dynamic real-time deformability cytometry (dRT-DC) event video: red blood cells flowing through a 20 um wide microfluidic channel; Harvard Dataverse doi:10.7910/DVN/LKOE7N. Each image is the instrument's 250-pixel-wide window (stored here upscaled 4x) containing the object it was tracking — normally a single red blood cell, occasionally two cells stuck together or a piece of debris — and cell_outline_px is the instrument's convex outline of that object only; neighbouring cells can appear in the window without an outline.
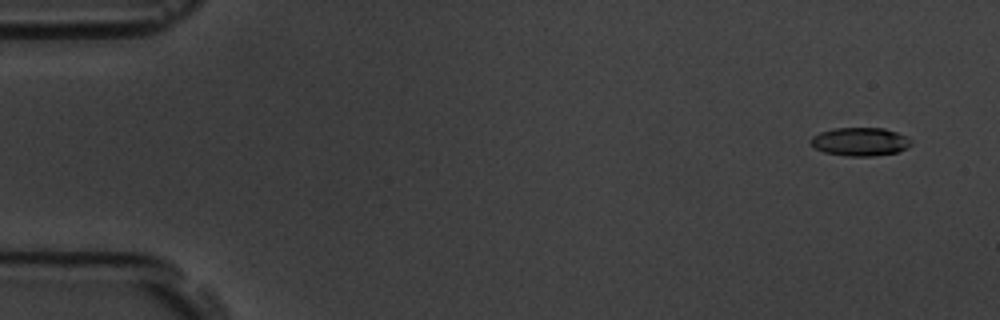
{"species": "common noctule bat (a hibernating species)", "species_latin": "Nyctalus noctula", "temperature_condition": "room temperature", "stored_images_in_passage": 8, "camera_frame_rate_fps": 3000, "um_per_image_px": 0.085, "animal": {"sex": "male", "body_mass_g": 19.5, "forearm_length_mm": 54.6}, "frame": {"image": 1, "passage_image": 2, "time_ms": 1.0, "image_size_px": [1000, 320], "cell_outline_px": [[912, 144], [896, 152], [872, 156], [848, 156], [824, 152], [816, 148], [808, 140], [812, 136], [820, 132], [832, 128], [884, 128], [896, 132], [912, 140]], "centroid_in_image_um": [73.07, 12.03], "position_along_channel_um": 11.9, "area_um2": 16.47}}
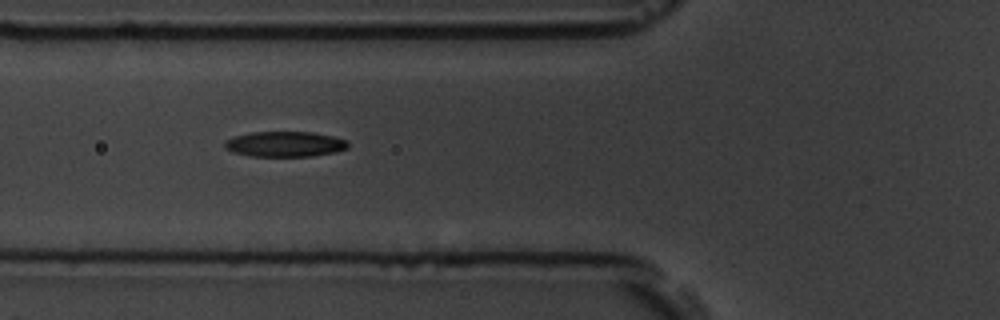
{"frame": {"image": 2, "passage_image": 7, "time_ms": 7.0, "image_size_px": [1000, 320], "cell_outline_px": [[348, 148], [332, 152], [312, 156], [252, 156], [236, 152], [224, 148], [224, 140], [232, 136], [252, 132], [312, 132], [332, 136], [348, 140]], "centroid_in_image_um": [24.19, 12.24], "position_along_channel_um": 101.6, "area_um2": 18.15}}
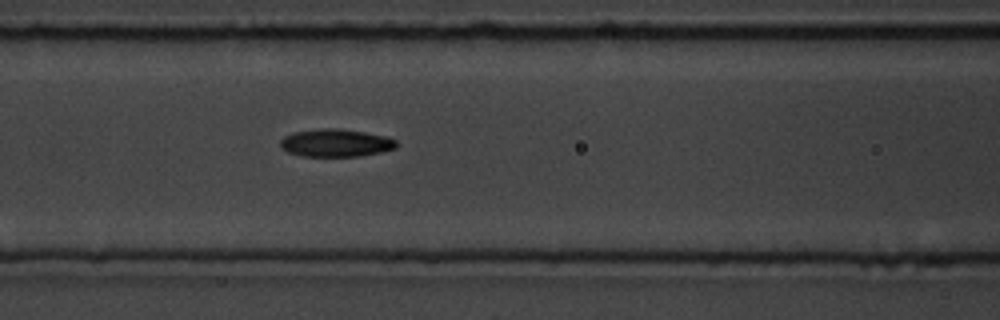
{"frame": {"image": 3, "passage_image": 8, "time_ms": 8.0, "image_size_px": [1000, 320], "cell_outline_px": [[396, 148], [380, 152], [360, 156], [304, 156], [288, 152], [280, 144], [280, 140], [284, 136], [292, 132], [320, 128], [336, 128], [364, 132], [384, 136], [396, 140]], "centroid_in_image_um": [28.52, 12.14], "position_along_channel_um": 138.1, "area_um2": 18.61}}